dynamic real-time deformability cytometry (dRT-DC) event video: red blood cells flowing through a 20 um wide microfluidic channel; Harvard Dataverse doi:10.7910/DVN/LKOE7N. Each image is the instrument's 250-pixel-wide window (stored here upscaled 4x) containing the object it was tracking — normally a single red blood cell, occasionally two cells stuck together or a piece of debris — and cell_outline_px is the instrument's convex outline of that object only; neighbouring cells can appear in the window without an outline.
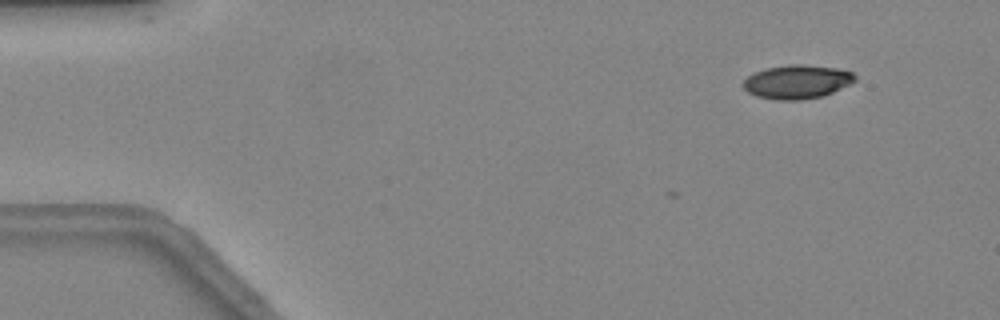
{"species": "common noctule bat (a hibernating species)", "species_latin": "Nyctalus noctula", "temperature_condition": "warm", "stored_images_in_passage": 9, "camera_frame_rate_fps": 3000, "um_per_image_px": 0.085, "animal": {"sex": "female", "body_mass_g": 24.6, "forearm_length_mm": 56.2}, "frame": {"image": 1, "passage_image": 3, "time_ms": 0.667, "image_size_px": [1000, 320], "cell_outline_px": [[856, 80], [824, 96], [800, 100], [776, 100], [756, 96], [748, 92], [740, 84], [752, 72], [764, 68], [788, 64], [804, 64], [836, 68], [852, 72], [856, 76]], "centroid_in_image_um": [67.69, 6.94], "position_along_channel_um": 17.3, "area_um2": 22.2}}